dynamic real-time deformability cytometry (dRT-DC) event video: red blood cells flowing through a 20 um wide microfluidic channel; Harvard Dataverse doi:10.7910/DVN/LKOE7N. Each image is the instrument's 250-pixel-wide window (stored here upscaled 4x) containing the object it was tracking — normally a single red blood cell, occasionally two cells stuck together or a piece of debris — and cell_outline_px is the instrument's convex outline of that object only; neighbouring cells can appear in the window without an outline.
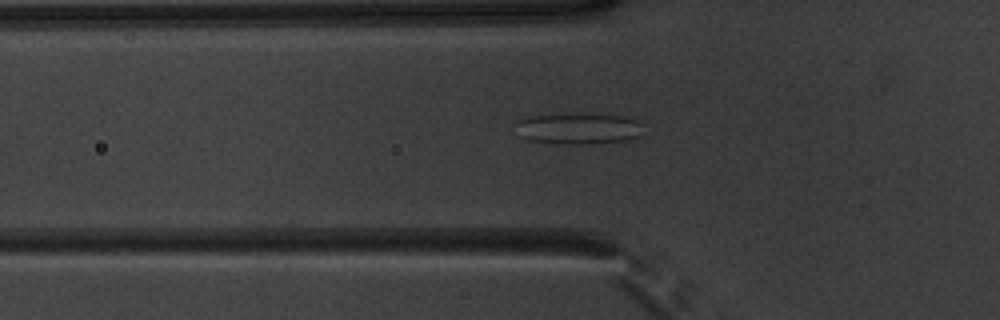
{"species": "common noctule bat (a hibernating species)", "species_latin": "Nyctalus noctula", "temperature_condition": "warm", "stored_images_in_passage": 43, "camera_frame_rate_fps": 3000, "um_per_image_px": 0.085, "animal": {"sex": "male", "body_mass_g": 20.1, "forearm_length_mm": 53.5}, "frame": {"image": 1, "passage_image": 9, "time_ms": 2.667, "image_size_px": [1000, 320], "cell_outline_px": [[640, 136], [628, 140], [592, 144], [568, 144], [528, 140], [520, 136], [512, 124], [520, 120], [532, 116], [624, 116], [636, 120], [640, 124]], "centroid_in_image_um": [49.13, 10.98], "position_along_channel_um": 76.7, "area_um2": 22.25}}
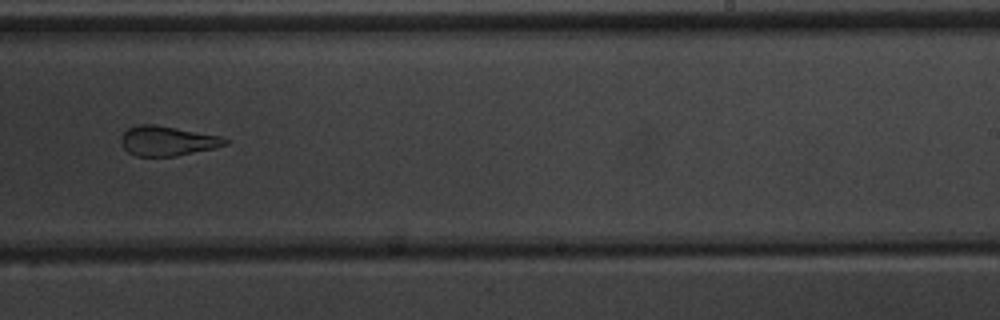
{"frame": {"image": 2, "passage_image": 24, "time_ms": 7.667, "image_size_px": [1000, 320], "cell_outline_px": [[232, 140], [228, 144], [212, 148], [176, 156], [136, 156], [128, 152], [120, 144], [120, 136], [128, 128], [140, 124], [152, 124], [224, 136]], "centroid_in_image_um": [14.24, 11.97], "position_along_channel_um": 274.8, "area_um2": 18.15}}
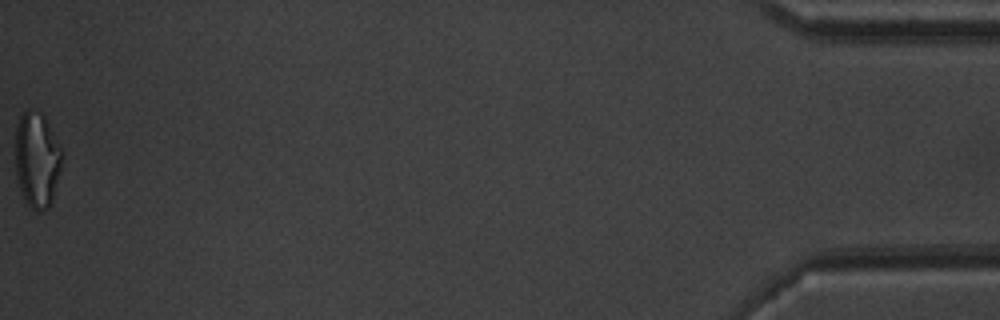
{"frame": {"image": 3, "passage_image": 43, "time_ms": 14.0, "image_size_px": [1000, 320], "cell_outline_px": [[60, 168], [52, 204], [48, 208], [40, 212], [36, 212], [24, 200], [16, 176], [16, 128], [20, 116], [28, 108], [40, 112], [44, 116], [60, 148]], "centroid_in_image_um": [3.12, 13.61], "position_along_channel_um": 432.1, "area_um2": 25.61}, "authors_computed_cell_mechanics": {"area_um2": 21.3282, "velocity_mm_per_s": 3.947, "shape_relaxation_time_tau1_ms": null, "shape_relaxation_time_tau2_ms": 2.167, "deformation_change_tau1": null, "deformation_change_tau2": 0.1157}}